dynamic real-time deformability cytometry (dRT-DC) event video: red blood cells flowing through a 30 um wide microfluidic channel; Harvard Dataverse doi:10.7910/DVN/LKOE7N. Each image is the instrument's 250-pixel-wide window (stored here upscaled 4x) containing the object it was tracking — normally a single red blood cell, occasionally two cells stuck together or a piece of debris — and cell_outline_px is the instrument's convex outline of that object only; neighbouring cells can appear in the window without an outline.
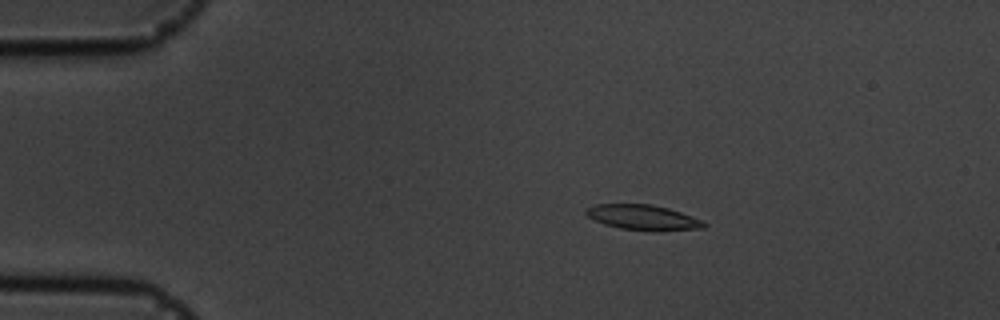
{"species": "common noctule bat (a hibernating species)", "species_latin": "Nyctalus noctula", "temperature_condition": "cold", "stored_images_in_passage": 52, "camera_frame_rate_fps": 3000, "um_per_image_px": 0.085, "animal": {"sex": "male", "body_mass_g": 19.5, "forearm_length_mm": 54.6}, "frame": {"image": 1, "passage_image": 6, "time_ms": 1.667, "image_size_px": [1000, 320], "cell_outline_px": [[708, 224], [704, 228], [660, 232], [656, 232], [620, 228], [604, 224], [588, 216], [584, 212], [588, 208], [596, 204], [652, 204], [668, 208], [704, 220]], "centroid_in_image_um": [54.73, 18.5], "position_along_channel_um": 30.3, "area_um2": 17.51}}
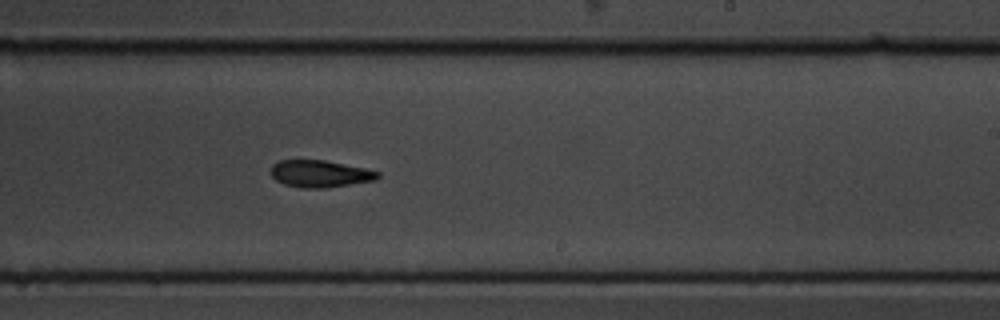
{"frame": {"image": 2, "passage_image": 30, "time_ms": 9.667, "image_size_px": [1000, 320], "cell_outline_px": [[380, 176], [376, 180], [324, 188], [300, 188], [284, 184], [276, 180], [268, 172], [272, 164], [280, 160], [324, 160], [364, 168], [380, 172]], "centroid_in_image_um": [27.16, 14.77], "position_along_channel_um": 261.8, "area_um2": 16.94}}
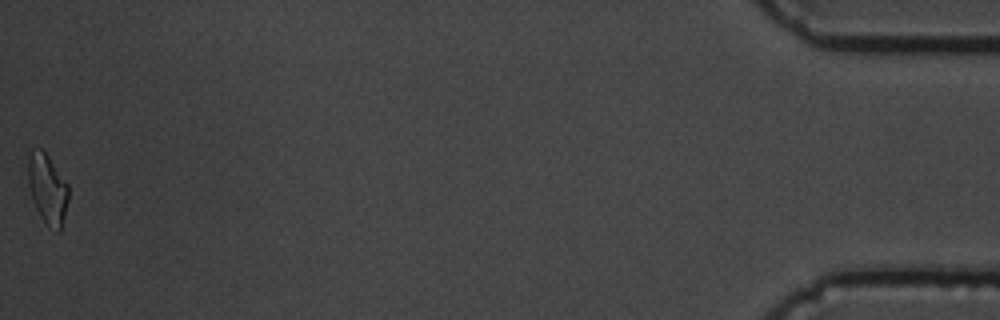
{"frame": {"image": 3, "passage_image": 52, "time_ms": 17.0, "image_size_px": [1000, 320], "cell_outline_px": [[68, 200], [60, 232], [56, 232], [48, 228], [40, 216], [32, 200], [28, 184], [28, 152], [32, 148], [40, 148], [48, 156], [68, 184]], "centroid_in_image_um": [4.02, 16.07], "position_along_channel_um": 431.2, "area_um2": 16.65}, "authors_computed_cell_mechanics": {"area_um2": 17.1955, "velocity_mm_per_s": 3.579, "shape_relaxation_time_tau1_ms": 4.2778, "shape_relaxation_time_tau2_ms": 4.9795, "deformation_change_tau1": 0.1746, "deformation_change_tau2": 0.132}}